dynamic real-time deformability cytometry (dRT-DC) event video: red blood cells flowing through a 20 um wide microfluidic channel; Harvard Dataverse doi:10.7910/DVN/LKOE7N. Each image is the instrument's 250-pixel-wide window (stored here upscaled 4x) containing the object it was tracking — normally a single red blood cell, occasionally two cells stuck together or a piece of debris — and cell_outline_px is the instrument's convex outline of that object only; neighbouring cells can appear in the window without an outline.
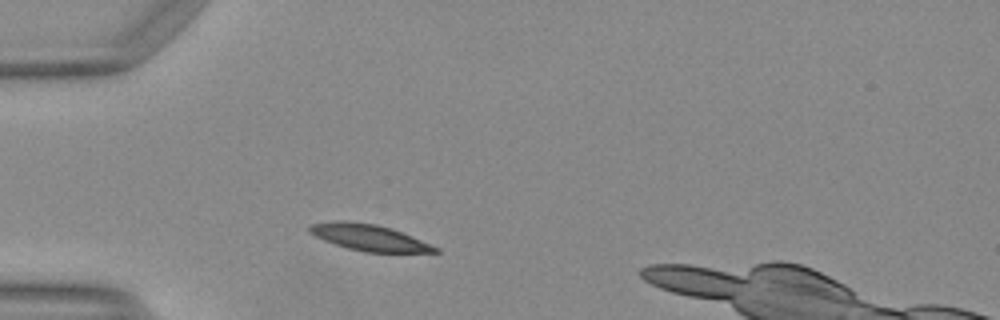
{"species": "Egyptian fruit bat (a non-hibernating species)", "species_latin": "Rousettus aegyptiacus", "temperature_condition": "warm", "stored_images_in_passage": 37, "camera_frame_rate_fps": 3000, "um_per_image_px": 0.085, "animal": {"sex": "female"}, "frame": {"image": 1, "passage_image": 1, "time_ms": 0.0, "image_size_px": [1000, 320], "cell_outline_px": [[440, 252], [364, 252], [348, 248], [324, 240], [308, 232], [308, 224], [336, 220], [344, 220], [376, 224], [392, 228], [440, 248]], "centroid_in_image_um": [31.34, 20.17], "position_along_channel_um": 53.7, "area_um2": 19.25}}
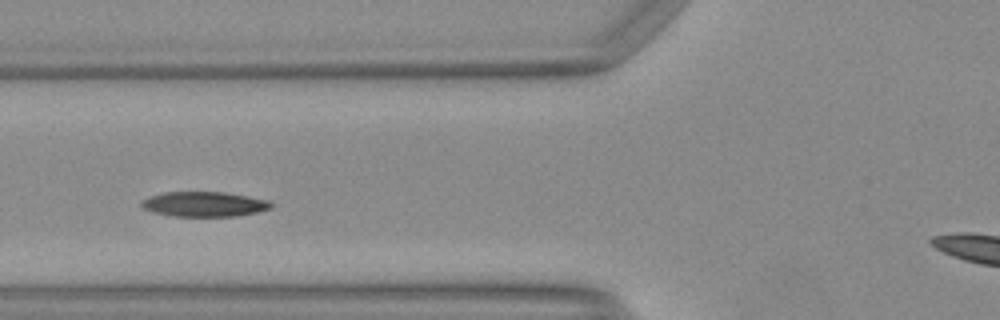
{"frame": {"image": 2, "passage_image": 6, "time_ms": 1.667, "image_size_px": [1000, 320], "cell_outline_px": [[272, 208], [256, 212], [236, 216], [172, 216], [152, 212], [144, 208], [140, 204], [144, 200], [152, 196], [164, 192], [224, 192], [268, 200], [272, 204]], "centroid_in_image_um": [17.36, 17.36], "position_along_channel_um": 108.4, "area_um2": 18.61}, "authors_computed_cell_mechanics": {"area_um2": 19.1318, "velocity_mm_per_s": 4.0852, "shape_relaxation_time_tau1_ms": 3.0638, "shape_relaxation_time_tau2_ms": 2.4363, "deformation_change_tau1": 0.1228, "deformation_change_tau2": 0.0776}}